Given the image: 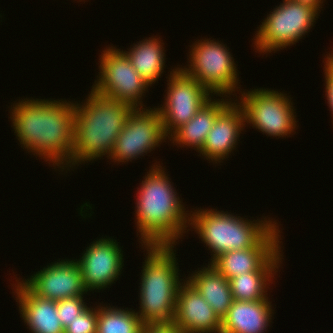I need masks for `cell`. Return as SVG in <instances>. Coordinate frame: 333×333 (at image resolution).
<instances>
[{"mask_svg": "<svg viewBox=\"0 0 333 333\" xmlns=\"http://www.w3.org/2000/svg\"><path fill=\"white\" fill-rule=\"evenodd\" d=\"M276 272H249L229 279L234 300L257 301L269 299L268 289Z\"/></svg>", "mask_w": 333, "mask_h": 333, "instance_id": "cell-23", "label": "cell"}, {"mask_svg": "<svg viewBox=\"0 0 333 333\" xmlns=\"http://www.w3.org/2000/svg\"><path fill=\"white\" fill-rule=\"evenodd\" d=\"M114 307L98 305L97 333H142L144 323L132 308Z\"/></svg>", "mask_w": 333, "mask_h": 333, "instance_id": "cell-22", "label": "cell"}, {"mask_svg": "<svg viewBox=\"0 0 333 333\" xmlns=\"http://www.w3.org/2000/svg\"><path fill=\"white\" fill-rule=\"evenodd\" d=\"M173 322L183 333H220L222 325L213 308L187 280L179 287Z\"/></svg>", "mask_w": 333, "mask_h": 333, "instance_id": "cell-16", "label": "cell"}, {"mask_svg": "<svg viewBox=\"0 0 333 333\" xmlns=\"http://www.w3.org/2000/svg\"><path fill=\"white\" fill-rule=\"evenodd\" d=\"M236 100L232 101L216 118L199 155L214 164L229 158L238 145L240 133L246 127L245 115ZM236 101V102H235ZM228 156V157H227ZM218 162V163H217Z\"/></svg>", "mask_w": 333, "mask_h": 333, "instance_id": "cell-15", "label": "cell"}, {"mask_svg": "<svg viewBox=\"0 0 333 333\" xmlns=\"http://www.w3.org/2000/svg\"><path fill=\"white\" fill-rule=\"evenodd\" d=\"M168 76L165 102L162 107L156 108L167 137L193 118L214 96L196 79L188 76L180 66L170 71Z\"/></svg>", "mask_w": 333, "mask_h": 333, "instance_id": "cell-10", "label": "cell"}, {"mask_svg": "<svg viewBox=\"0 0 333 333\" xmlns=\"http://www.w3.org/2000/svg\"><path fill=\"white\" fill-rule=\"evenodd\" d=\"M17 283V285H16ZM14 295L19 302L20 317L32 333H64L57 316V301L33 294L21 281L16 279ZM16 285V286H15Z\"/></svg>", "mask_w": 333, "mask_h": 333, "instance_id": "cell-17", "label": "cell"}, {"mask_svg": "<svg viewBox=\"0 0 333 333\" xmlns=\"http://www.w3.org/2000/svg\"><path fill=\"white\" fill-rule=\"evenodd\" d=\"M298 1H308V2H311L313 4H316L320 9L323 8L322 4L324 2V0H298Z\"/></svg>", "mask_w": 333, "mask_h": 333, "instance_id": "cell-28", "label": "cell"}, {"mask_svg": "<svg viewBox=\"0 0 333 333\" xmlns=\"http://www.w3.org/2000/svg\"><path fill=\"white\" fill-rule=\"evenodd\" d=\"M85 100L82 104L74 103L72 168L105 155L109 158L128 115L134 109L125 102L104 97L92 89Z\"/></svg>", "mask_w": 333, "mask_h": 333, "instance_id": "cell-3", "label": "cell"}, {"mask_svg": "<svg viewBox=\"0 0 333 333\" xmlns=\"http://www.w3.org/2000/svg\"><path fill=\"white\" fill-rule=\"evenodd\" d=\"M143 179L135 196V224L137 235L141 236L140 243L142 246H176V240L190 230H187L190 212L185 211L183 202L160 163L153 164Z\"/></svg>", "mask_w": 333, "mask_h": 333, "instance_id": "cell-2", "label": "cell"}, {"mask_svg": "<svg viewBox=\"0 0 333 333\" xmlns=\"http://www.w3.org/2000/svg\"><path fill=\"white\" fill-rule=\"evenodd\" d=\"M190 212L189 227L212 250L211 262L222 253L254 247L277 224L264 216L252 221L215 208Z\"/></svg>", "mask_w": 333, "mask_h": 333, "instance_id": "cell-5", "label": "cell"}, {"mask_svg": "<svg viewBox=\"0 0 333 333\" xmlns=\"http://www.w3.org/2000/svg\"><path fill=\"white\" fill-rule=\"evenodd\" d=\"M10 120L21 147L28 153L70 171L74 143V103L65 99L25 98L13 103ZM70 167V168H69Z\"/></svg>", "mask_w": 333, "mask_h": 333, "instance_id": "cell-1", "label": "cell"}, {"mask_svg": "<svg viewBox=\"0 0 333 333\" xmlns=\"http://www.w3.org/2000/svg\"><path fill=\"white\" fill-rule=\"evenodd\" d=\"M320 12L316 4L308 1L283 0L259 25L253 43L256 52L275 53L296 44L310 32Z\"/></svg>", "mask_w": 333, "mask_h": 333, "instance_id": "cell-6", "label": "cell"}, {"mask_svg": "<svg viewBox=\"0 0 333 333\" xmlns=\"http://www.w3.org/2000/svg\"><path fill=\"white\" fill-rule=\"evenodd\" d=\"M222 99L211 98L203 107L184 125L176 129L169 137L176 146L202 149L209 131L212 129L217 116L233 101L230 97L220 96ZM225 97V98H223ZM229 98V99H226ZM229 100V101H228Z\"/></svg>", "mask_w": 333, "mask_h": 333, "instance_id": "cell-19", "label": "cell"}, {"mask_svg": "<svg viewBox=\"0 0 333 333\" xmlns=\"http://www.w3.org/2000/svg\"><path fill=\"white\" fill-rule=\"evenodd\" d=\"M326 55H327V57L325 59H327L333 65V49H332L331 53H328Z\"/></svg>", "mask_w": 333, "mask_h": 333, "instance_id": "cell-29", "label": "cell"}, {"mask_svg": "<svg viewBox=\"0 0 333 333\" xmlns=\"http://www.w3.org/2000/svg\"><path fill=\"white\" fill-rule=\"evenodd\" d=\"M250 90L240 91V101H237L243 109L247 125H253L259 132L271 137H289L295 132L298 121L291 97L274 89L261 87Z\"/></svg>", "mask_w": 333, "mask_h": 333, "instance_id": "cell-8", "label": "cell"}, {"mask_svg": "<svg viewBox=\"0 0 333 333\" xmlns=\"http://www.w3.org/2000/svg\"><path fill=\"white\" fill-rule=\"evenodd\" d=\"M280 233L277 223L254 247L222 253L208 263L228 280L249 272H278L284 259Z\"/></svg>", "mask_w": 333, "mask_h": 333, "instance_id": "cell-12", "label": "cell"}, {"mask_svg": "<svg viewBox=\"0 0 333 333\" xmlns=\"http://www.w3.org/2000/svg\"><path fill=\"white\" fill-rule=\"evenodd\" d=\"M102 51L99 56V77L91 86L92 90L133 108H143L144 93L150 85L135 70L123 50L111 46Z\"/></svg>", "mask_w": 333, "mask_h": 333, "instance_id": "cell-9", "label": "cell"}, {"mask_svg": "<svg viewBox=\"0 0 333 333\" xmlns=\"http://www.w3.org/2000/svg\"><path fill=\"white\" fill-rule=\"evenodd\" d=\"M91 243L81 254L82 257L75 259L88 292L111 286L118 280L124 266L122 247L117 240L102 236Z\"/></svg>", "mask_w": 333, "mask_h": 333, "instance_id": "cell-13", "label": "cell"}, {"mask_svg": "<svg viewBox=\"0 0 333 333\" xmlns=\"http://www.w3.org/2000/svg\"><path fill=\"white\" fill-rule=\"evenodd\" d=\"M215 39H201L190 46V54L186 67L181 69L190 77L196 79L213 95L227 96L240 91L237 65L234 62L229 47ZM237 89V90H236ZM229 95V96H228Z\"/></svg>", "mask_w": 333, "mask_h": 333, "instance_id": "cell-7", "label": "cell"}, {"mask_svg": "<svg viewBox=\"0 0 333 333\" xmlns=\"http://www.w3.org/2000/svg\"><path fill=\"white\" fill-rule=\"evenodd\" d=\"M59 261V262H58ZM33 294L53 301L87 294L75 260H57L20 280Z\"/></svg>", "mask_w": 333, "mask_h": 333, "instance_id": "cell-14", "label": "cell"}, {"mask_svg": "<svg viewBox=\"0 0 333 333\" xmlns=\"http://www.w3.org/2000/svg\"><path fill=\"white\" fill-rule=\"evenodd\" d=\"M146 250L142 266L140 306L136 312L144 323H171L176 314V301L180 285L174 245H144ZM180 279V280H179Z\"/></svg>", "mask_w": 333, "mask_h": 333, "instance_id": "cell-4", "label": "cell"}, {"mask_svg": "<svg viewBox=\"0 0 333 333\" xmlns=\"http://www.w3.org/2000/svg\"><path fill=\"white\" fill-rule=\"evenodd\" d=\"M161 41L160 37L152 36L133 44L128 49L129 52L123 51L135 70L150 86L158 82L165 68L166 50L163 47L164 42Z\"/></svg>", "mask_w": 333, "mask_h": 333, "instance_id": "cell-21", "label": "cell"}, {"mask_svg": "<svg viewBox=\"0 0 333 333\" xmlns=\"http://www.w3.org/2000/svg\"><path fill=\"white\" fill-rule=\"evenodd\" d=\"M185 278L199 292L222 320L232 305L233 296L229 280L220 274L211 263ZM197 271V272H196Z\"/></svg>", "mask_w": 333, "mask_h": 333, "instance_id": "cell-20", "label": "cell"}, {"mask_svg": "<svg viewBox=\"0 0 333 333\" xmlns=\"http://www.w3.org/2000/svg\"><path fill=\"white\" fill-rule=\"evenodd\" d=\"M142 333H183L178 325L171 323L144 324Z\"/></svg>", "mask_w": 333, "mask_h": 333, "instance_id": "cell-27", "label": "cell"}, {"mask_svg": "<svg viewBox=\"0 0 333 333\" xmlns=\"http://www.w3.org/2000/svg\"><path fill=\"white\" fill-rule=\"evenodd\" d=\"M84 296H74L57 301V316L63 328L68 326L88 306L84 302Z\"/></svg>", "mask_w": 333, "mask_h": 333, "instance_id": "cell-24", "label": "cell"}, {"mask_svg": "<svg viewBox=\"0 0 333 333\" xmlns=\"http://www.w3.org/2000/svg\"><path fill=\"white\" fill-rule=\"evenodd\" d=\"M325 61V62H324ZM324 62V74H325V97L327 99V103L329 104V108L331 113L333 114V65L325 58L323 60ZM333 118V115H331ZM333 123V122H332Z\"/></svg>", "mask_w": 333, "mask_h": 333, "instance_id": "cell-26", "label": "cell"}, {"mask_svg": "<svg viewBox=\"0 0 333 333\" xmlns=\"http://www.w3.org/2000/svg\"><path fill=\"white\" fill-rule=\"evenodd\" d=\"M271 303L270 299L233 300L222 319L220 333H265L274 315Z\"/></svg>", "mask_w": 333, "mask_h": 333, "instance_id": "cell-18", "label": "cell"}, {"mask_svg": "<svg viewBox=\"0 0 333 333\" xmlns=\"http://www.w3.org/2000/svg\"><path fill=\"white\" fill-rule=\"evenodd\" d=\"M98 306L87 307L64 328V333H97Z\"/></svg>", "mask_w": 333, "mask_h": 333, "instance_id": "cell-25", "label": "cell"}, {"mask_svg": "<svg viewBox=\"0 0 333 333\" xmlns=\"http://www.w3.org/2000/svg\"><path fill=\"white\" fill-rule=\"evenodd\" d=\"M147 108L131 111L108 159L115 163L131 162L166 142L161 115L155 107Z\"/></svg>", "mask_w": 333, "mask_h": 333, "instance_id": "cell-11", "label": "cell"}]
</instances>
